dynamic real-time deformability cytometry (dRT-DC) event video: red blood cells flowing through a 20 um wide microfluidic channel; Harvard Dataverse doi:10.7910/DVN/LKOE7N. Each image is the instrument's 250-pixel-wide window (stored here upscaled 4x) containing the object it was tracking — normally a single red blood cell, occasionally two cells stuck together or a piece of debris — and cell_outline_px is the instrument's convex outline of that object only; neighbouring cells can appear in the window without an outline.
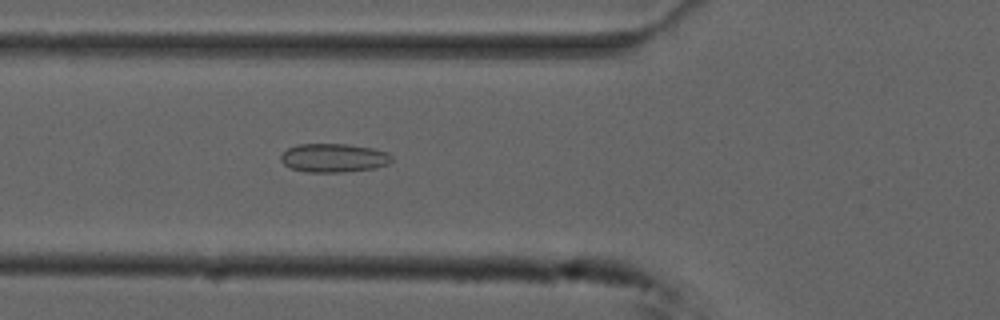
{"species": "common noctule bat (a hibernating species)", "species_latin": "Nyctalus noctula", "temperature_condition": "cold", "stored_images_in_passage": 49, "camera_frame_rate_fps": 3000, "um_per_image_px": 0.085, "animal": {"sex": "male", "forearm_length_mm": 52.5}, "frame": {"image": 1, "passage_image": 14, "time_ms": 4.333, "image_size_px": [1000, 320], "cell_outline_px": [[392, 160], [388, 164], [376, 168], [344, 172], [308, 172], [292, 168], [284, 164], [280, 160], [280, 156], [288, 148], [296, 144], [348, 144], [372, 148], [388, 152], [392, 156]], "centroid_in_image_um": [28.38, 13.42], "position_along_channel_um": 97.4, "area_um2": 18.61}}
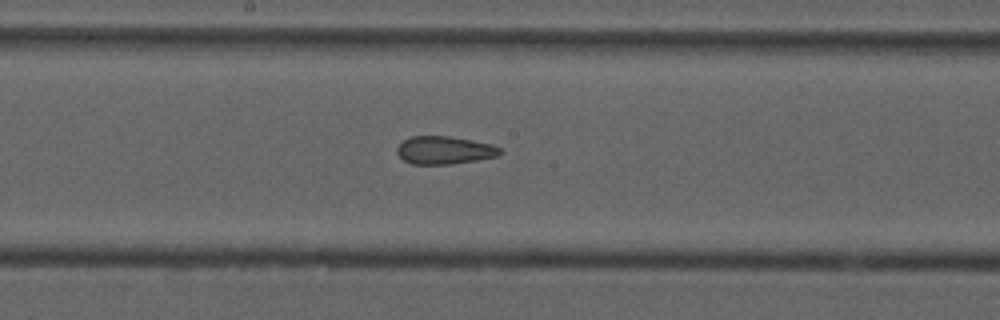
{"frame": {"image": 2, "passage_image": 23, "time_ms": 7.333, "image_size_px": [1000, 320], "cell_outline_px": [[504, 152], [496, 156], [476, 160], [452, 164], [412, 164], [404, 160], [396, 152], [396, 148], [404, 140], [412, 136], [448, 136], [492, 144], [500, 148]], "centroid_in_image_um": [37.77, 12.77], "position_along_channel_um": 210.4, "area_um2": 16.65}}
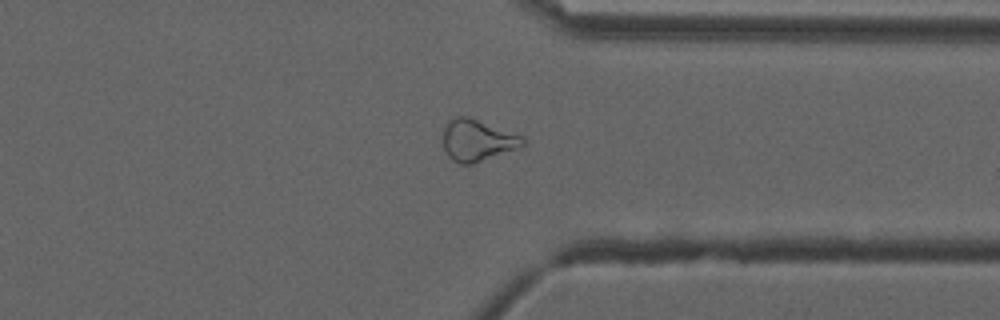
{"frame": {"image": 3, "passage_image": 36, "time_ms": 11.667, "image_size_px": [1000, 320], "cell_outline_px": [[528, 140], [520, 148], [472, 164], [460, 164], [452, 160], [448, 156], [444, 148], [444, 128], [456, 116], [464, 116], [524, 136]], "centroid_in_image_um": [40.62, 11.96], "position_along_channel_um": 370.8, "area_um2": 19.07}, "authors_computed_cell_mechanics": {"area_um2": 19.1896, "velocity_mm_per_s": 3.7504, "shape_relaxation_time_tau1_ms": null, "shape_relaxation_time_tau2_ms": 2.9863, "deformation_change_tau1": null, "deformation_change_tau2": 0.1004}}